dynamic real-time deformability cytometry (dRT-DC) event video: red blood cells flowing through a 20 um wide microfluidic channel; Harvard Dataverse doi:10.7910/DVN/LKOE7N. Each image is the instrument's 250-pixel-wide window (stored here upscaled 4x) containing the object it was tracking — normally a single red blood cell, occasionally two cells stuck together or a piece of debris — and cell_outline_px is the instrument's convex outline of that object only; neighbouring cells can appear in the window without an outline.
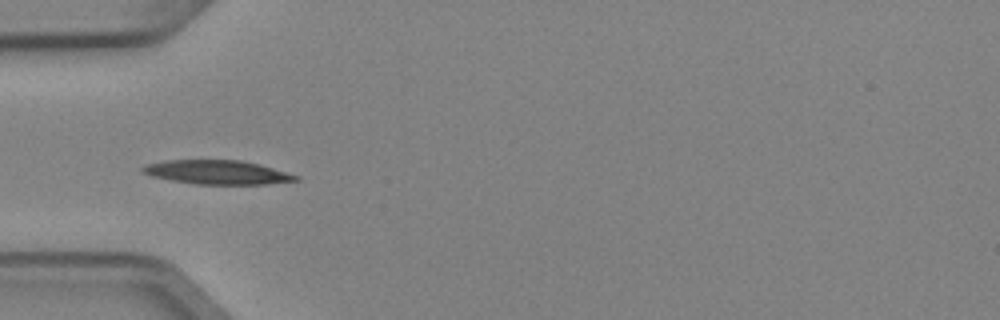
{"species": "Egyptian fruit bat (a non-hibernating species)", "species_latin": "Rousettus aegyptiacus", "temperature_condition": "cold", "stored_images_in_passage": 7, "camera_frame_rate_fps": 3000, "um_per_image_px": 0.085, "animal": {"sex": "female"}, "frame": {"image": 1, "passage_image": 5, "time_ms": 1.333, "image_size_px": [1000, 320], "cell_outline_px": [[300, 180], [268, 184], [196, 184], [172, 180], [152, 176], [140, 172], [140, 168], [148, 164], [164, 160], [240, 160], [260, 164], [300, 176]], "centroid_in_image_um": [18.48, 14.64], "position_along_channel_um": 66.5, "area_um2": 21.44}}
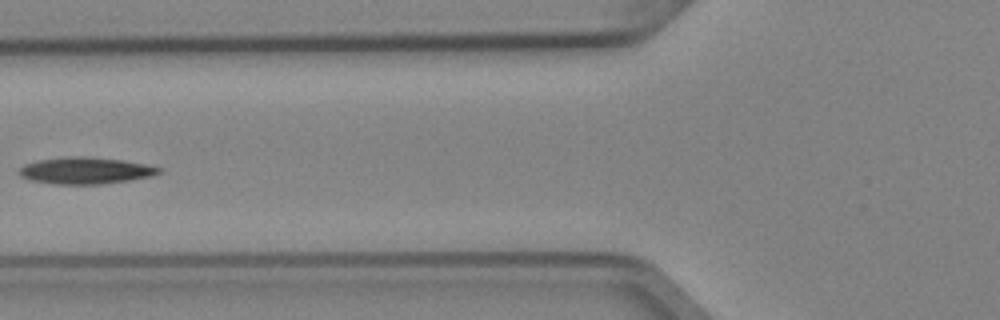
{"frame": {"image": 2, "passage_image": 6, "time_ms": 1.667, "image_size_px": [1000, 320], "cell_outline_px": [[160, 172], [152, 176], [128, 180], [100, 184], [52, 184], [28, 180], [20, 176], [16, 172], [24, 164], [36, 160], [64, 156], [84, 156], [120, 160], [144, 164], [160, 168]], "centroid_in_image_um": [7.15, 14.5], "position_along_channel_um": 118.6, "area_um2": 21.79}}
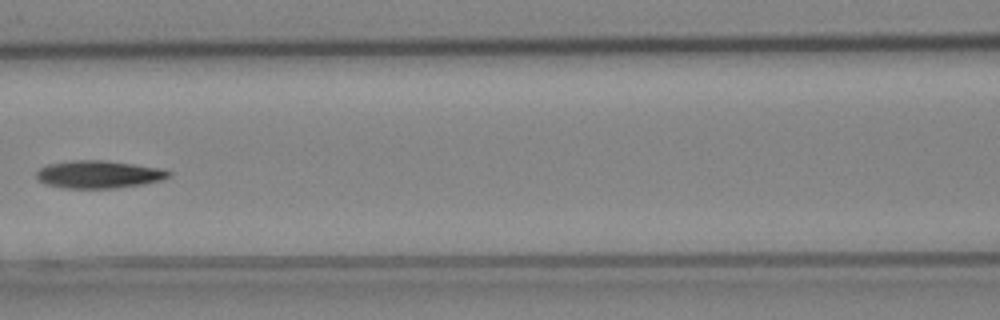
{"frame": {"image": 3, "passage_image": 7, "time_ms": 2.0, "image_size_px": [1000, 320], "cell_outline_px": [[172, 176], [160, 180], [144, 184], [112, 188], [64, 188], [44, 184], [36, 180], [36, 172], [40, 168], [48, 164], [76, 160], [104, 160], [164, 168], [172, 172]], "centroid_in_image_um": [8.4, 14.82], "position_along_channel_um": 158.2, "area_um2": 21.5}}